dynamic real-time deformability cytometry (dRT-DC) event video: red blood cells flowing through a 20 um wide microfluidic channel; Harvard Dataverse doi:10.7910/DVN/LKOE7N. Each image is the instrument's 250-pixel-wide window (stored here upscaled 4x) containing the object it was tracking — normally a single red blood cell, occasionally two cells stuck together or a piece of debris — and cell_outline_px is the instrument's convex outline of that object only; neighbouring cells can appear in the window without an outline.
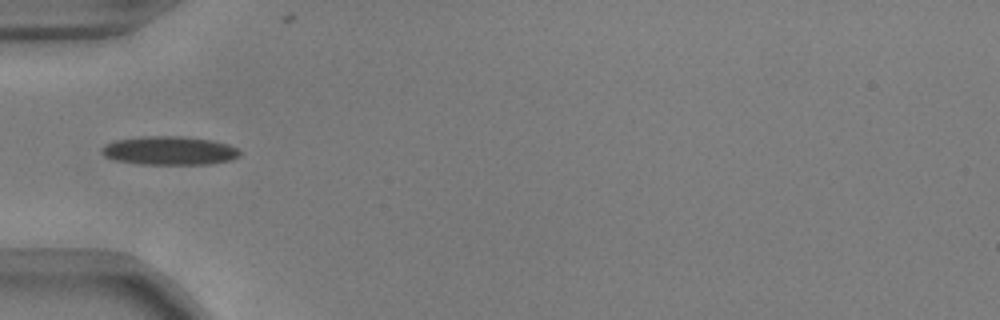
{"species": "common noctule bat (a hibernating species)", "species_latin": "Nyctalus noctula", "temperature_condition": "warm", "stored_images_in_passage": 3, "camera_frame_rate_fps": 3000, "um_per_image_px": 0.085, "animal": {"sex": "male", "body_mass_g": 17.9, "forearm_length_mm": 54.2}, "frame": {"image": 1, "passage_image": 1, "time_ms": 0.0, "image_size_px": [1000, 320], "cell_outline_px": [[240, 156], [232, 160], [212, 164], [140, 164], [112, 160], [104, 156], [100, 152], [100, 148], [104, 144], [116, 140], [144, 136], [180, 136], [212, 140], [228, 144], [236, 148], [240, 152]], "centroid_in_image_um": [14.37, 12.81], "position_along_channel_um": 70.6, "area_um2": 23.29}}